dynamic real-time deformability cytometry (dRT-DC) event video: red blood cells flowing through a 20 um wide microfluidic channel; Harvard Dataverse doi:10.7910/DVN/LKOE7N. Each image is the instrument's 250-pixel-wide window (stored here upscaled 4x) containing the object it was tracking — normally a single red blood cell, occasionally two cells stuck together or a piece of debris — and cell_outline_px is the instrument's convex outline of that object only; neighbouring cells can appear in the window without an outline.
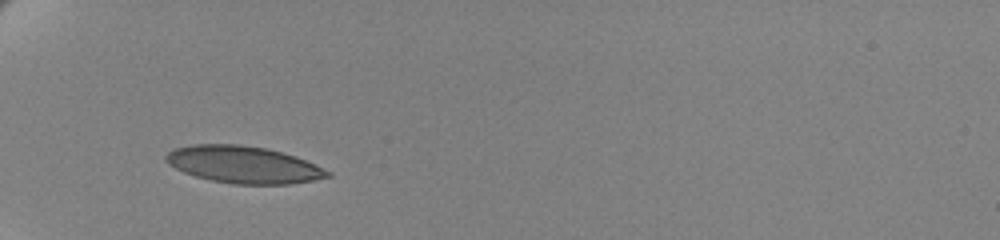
{"species": "human", "species_latin": "Homo sapiens", "temperature_condition": "cold", "stored_images_in_passage": 36, "camera_frame_rate_fps": 3000, "um_per_image_px": 0.085, "donor": {"sex": "female"}, "frame": {"image": 1, "passage_image": 1, "time_ms": 0.0, "image_size_px": [1000, 240], "cell_outline_px": [[332, 176], [312, 180], [288, 184], [232, 184], [212, 180], [196, 176], [184, 172], [168, 164], [164, 160], [164, 156], [172, 148], [192, 144], [240, 144], [268, 148], [296, 156], [316, 164], [332, 172]], "centroid_in_image_um": [20.69, 13.98], "position_along_channel_um": 64.3, "area_um2": 35.14}}
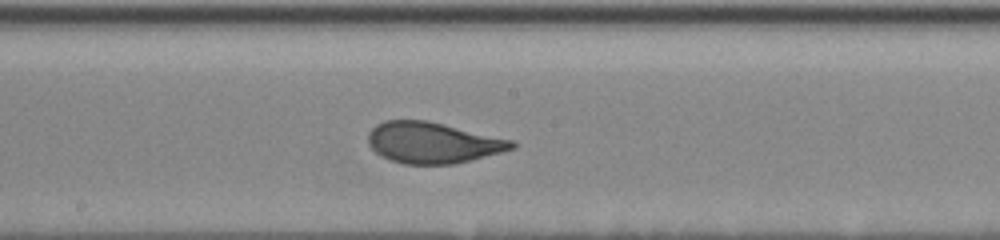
{"frame": {"image": 2, "passage_image": 15, "time_ms": 4.667, "image_size_px": [1000, 240], "cell_outline_px": [[516, 148], [452, 164], [404, 164], [392, 160], [376, 152], [368, 144], [368, 132], [376, 124], [384, 120], [428, 120], [516, 140]], "centroid_in_image_um": [36.8, 12.1], "position_along_channel_um": 211.4, "area_um2": 34.39}}
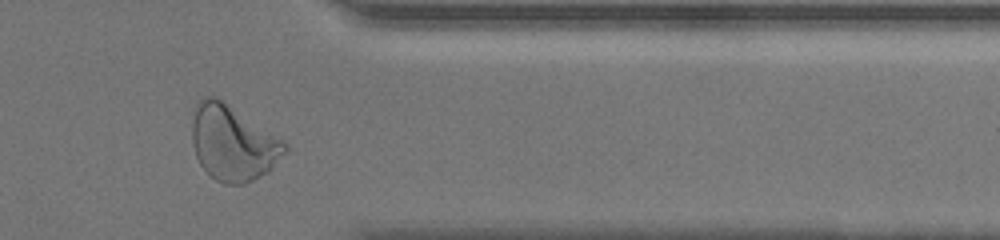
{"frame": {"image": 3, "passage_image": 31, "time_ms": 10.0, "image_size_px": [1000, 240], "cell_outline_px": [[288, 148], [268, 172], [244, 184], [224, 184], [216, 180], [200, 164], [196, 156], [192, 140], [192, 108], [204, 96], [216, 96], [288, 144]], "centroid_in_image_um": [19.75, 12.14], "position_along_channel_um": 391.7, "area_um2": 40.29}, "authors_computed_cell_mechanics": {"area_um2": 34.68, "velocity_mm_per_s": 3.4356, "shape_relaxation_time_tau1_ms": 4.9714, "shape_relaxation_time_tau2_ms": null, "deformation_change_tau1": 0.1572, "deformation_change_tau2": null}}